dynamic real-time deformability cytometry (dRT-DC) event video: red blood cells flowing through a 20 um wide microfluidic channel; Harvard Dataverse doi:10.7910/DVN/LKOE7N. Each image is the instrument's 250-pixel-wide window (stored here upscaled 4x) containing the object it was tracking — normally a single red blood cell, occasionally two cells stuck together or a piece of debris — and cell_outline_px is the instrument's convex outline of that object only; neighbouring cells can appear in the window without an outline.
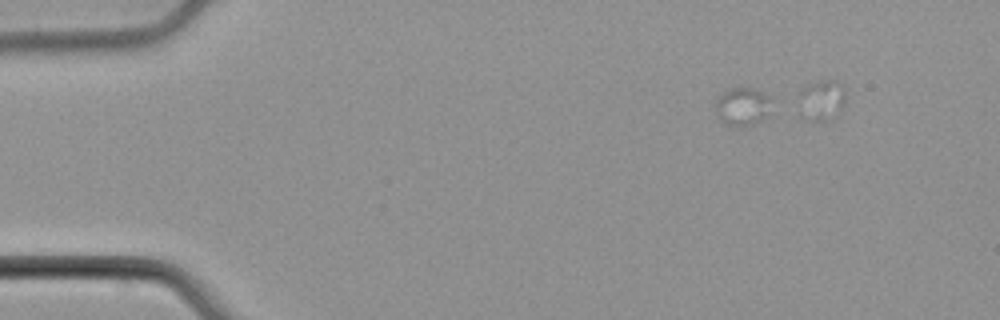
{"species": "common noctule bat (a hibernating species)", "species_latin": "Nyctalus noctula", "temperature_condition": "cold", "stored_images_in_passage": 3, "camera_frame_rate_fps": 3000, "um_per_image_px": 0.085, "animal": {"sex": "male", "body_mass_g": 21.5, "forearm_length_mm": 52.0}, "frame": {"image": 1, "passage_image": 1, "time_ms": 0.0, "image_size_px": [1000, 320], "cell_outline_px": [[772, 100], [768, 116], [752, 124], [732, 128], [724, 124], [716, 116], [716, 100], [724, 92], [732, 88], [756, 88], [768, 96]], "centroid_in_image_um": [63.11, 9.08], "position_along_channel_um": 21.9, "area_um2": 12.6}}